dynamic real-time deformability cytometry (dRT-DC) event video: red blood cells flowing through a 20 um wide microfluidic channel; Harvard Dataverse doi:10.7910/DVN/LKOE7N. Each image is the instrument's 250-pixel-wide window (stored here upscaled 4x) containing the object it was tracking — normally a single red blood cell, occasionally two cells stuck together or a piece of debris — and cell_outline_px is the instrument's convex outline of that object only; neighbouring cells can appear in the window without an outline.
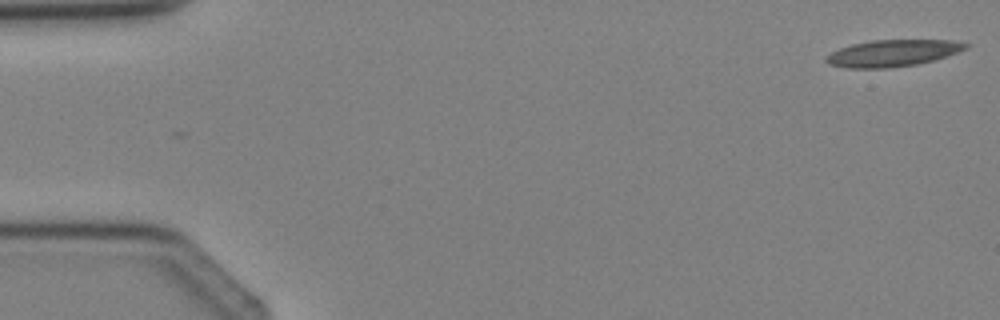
{"species": "Egyptian fruit bat (a non-hibernating species)", "species_latin": "Rousettus aegyptiacus", "temperature_condition": "cold", "stored_images_in_passage": 4, "segment_of_instrument_passage": [2, 2], "camera_frame_rate_fps": 3000, "um_per_image_px": 0.085, "animal": {"sex": "female"}, "frame": {"image": 1, "passage_image": 4, "time_ms": 3.667, "image_size_px": [1000, 320], "cell_outline_px": [[968, 48], [932, 60], [916, 64], [888, 68], [848, 68], [828, 64], [824, 60], [832, 52], [840, 48], [852, 44], [872, 40], [952, 40], [968, 44]], "centroid_in_image_um": [75.84, 4.51], "position_along_channel_um": 9.2, "area_um2": 21.39}}